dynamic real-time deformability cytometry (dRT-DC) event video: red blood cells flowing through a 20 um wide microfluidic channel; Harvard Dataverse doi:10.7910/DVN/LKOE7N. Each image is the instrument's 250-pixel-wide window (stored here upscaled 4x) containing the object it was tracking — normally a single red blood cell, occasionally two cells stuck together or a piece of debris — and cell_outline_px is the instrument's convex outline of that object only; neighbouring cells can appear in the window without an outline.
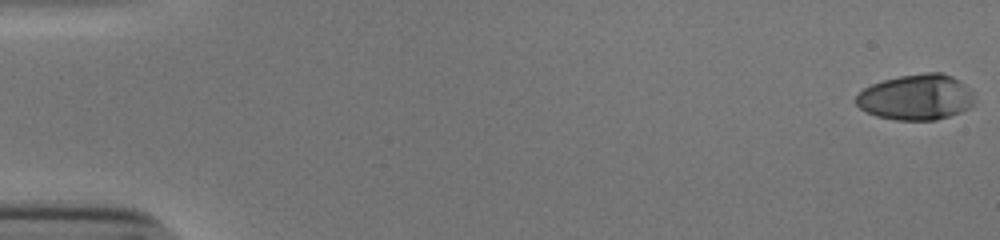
{"species": "human", "species_latin": "Homo sapiens", "temperature_condition": "cold", "stored_images_in_passage": 54, "camera_frame_rate_fps": 3000, "um_per_image_px": 0.085, "donor": {"sex": "male"}, "frame": {"image": 1, "passage_image": 1, "time_ms": 0.0, "image_size_px": [1000, 240], "cell_outline_px": [[976, 100], [968, 108], [960, 112], [936, 120], [896, 120], [876, 116], [860, 108], [856, 104], [856, 96], [864, 88], [872, 84], [884, 80], [900, 76], [924, 72], [940, 72], [952, 76], [960, 80], [972, 92]], "centroid_in_image_um": [77.89, 8.26], "position_along_channel_um": 7.1, "area_um2": 31.5}}
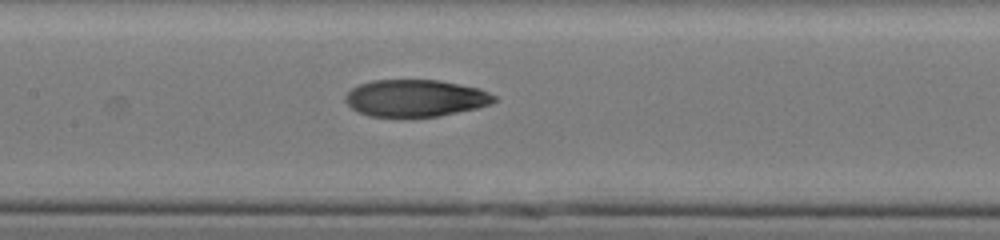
{"frame": {"image": 2, "passage_image": 27, "time_ms": 8.667, "image_size_px": [1000, 240], "cell_outline_px": [[496, 100], [488, 104], [476, 108], [440, 116], [368, 116], [352, 108], [344, 100], [344, 96], [352, 88], [360, 84], [372, 80], [440, 80], [480, 88], [496, 96]], "centroid_in_image_um": [35.31, 8.33], "position_along_channel_um": 172.1, "area_um2": 31.91}}
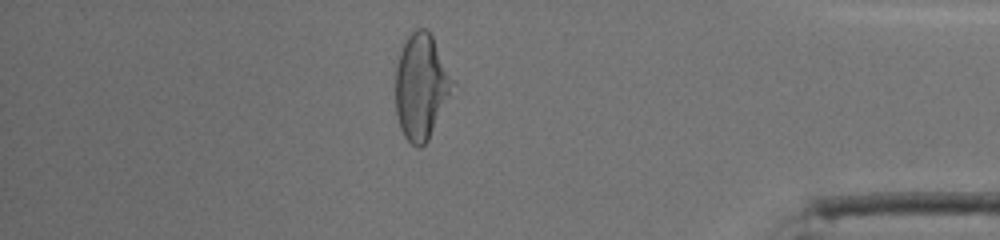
{"frame": {"image": 3, "passage_image": 47, "time_ms": 15.333, "image_size_px": [1000, 240], "cell_outline_px": [[452, 80], [448, 92], [428, 140], [420, 148], [416, 148], [404, 136], [400, 128], [396, 116], [396, 68], [400, 52], [408, 36], [416, 28], [424, 28], [432, 36]], "centroid_in_image_um": [35.71, 7.37], "position_along_channel_um": 399.5, "area_um2": 33.52}, "authors_computed_cell_mechanics": {"area_um2": 32.5125, "velocity_mm_per_s": 3.8902, "shape_relaxation_time_tau1_ms": 5.4072, "shape_relaxation_time_tau2_ms": 2.8226, "deformation_change_tau1": 0.2372, "deformation_change_tau2": 0.078}}